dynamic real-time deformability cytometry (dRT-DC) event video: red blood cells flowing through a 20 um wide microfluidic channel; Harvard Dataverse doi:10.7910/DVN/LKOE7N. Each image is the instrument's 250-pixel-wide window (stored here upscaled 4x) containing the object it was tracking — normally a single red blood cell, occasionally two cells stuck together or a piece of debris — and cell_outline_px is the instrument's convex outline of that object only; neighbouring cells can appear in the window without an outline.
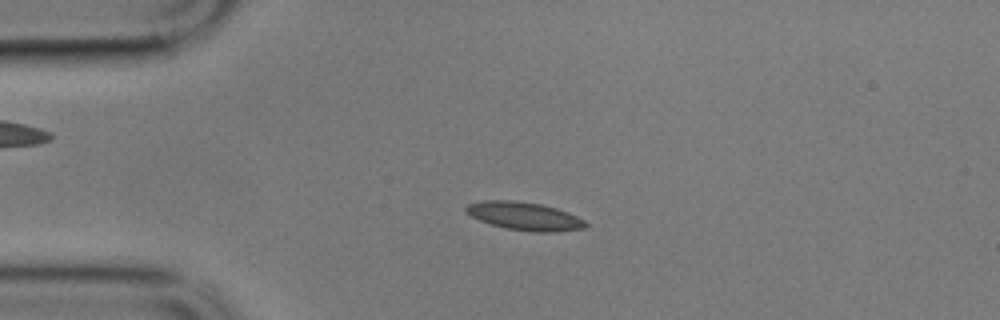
{"species": "common noctule bat (a hibernating species)", "species_latin": "Nyctalus noctula", "temperature_condition": "cold", "stored_images_in_passage": 17, "camera_frame_rate_fps": 3000, "um_per_image_px": 0.085, "animal": {"sex": "male", "body_mass_g": 17.9}, "frame": {"image": 1, "passage_image": 14, "time_ms": 4.333, "image_size_px": [1000, 320], "cell_outline_px": [[588, 224], [584, 228], [552, 232], [532, 232], [504, 228], [480, 220], [464, 212], [464, 208], [468, 204], [484, 200], [512, 200], [540, 204], [556, 208], [568, 212], [584, 220]], "centroid_in_image_um": [44.56, 18.37], "position_along_channel_um": 40.4, "area_um2": 19.54}}